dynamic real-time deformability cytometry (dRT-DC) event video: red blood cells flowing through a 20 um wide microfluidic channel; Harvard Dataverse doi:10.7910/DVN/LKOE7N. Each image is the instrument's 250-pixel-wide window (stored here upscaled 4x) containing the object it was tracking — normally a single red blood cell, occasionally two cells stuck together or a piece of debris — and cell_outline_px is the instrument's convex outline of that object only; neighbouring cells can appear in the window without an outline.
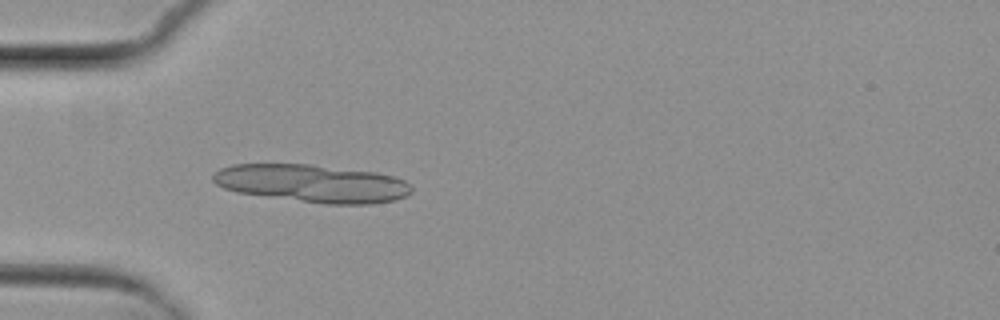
{"species": "common noctule bat (a hibernating species)", "species_latin": "Nyctalus noctula", "temperature_condition": "cold", "stored_images_in_passage": 4, "camera_frame_rate_fps": 3000, "um_per_image_px": 0.085, "animal": {"sex": "female", "body_mass_g": 29.2, "forearm_length_mm": 56.3}, "frame": {"image": 1, "passage_image": 4, "time_ms": 4.667, "image_size_px": [1000, 320], "cell_outline_px": [[412, 192], [396, 200], [372, 204], [324, 204], [236, 192], [224, 188], [216, 184], [212, 180], [212, 176], [220, 168], [232, 164], [308, 164], [376, 172], [392, 176], [404, 180], [412, 188]], "centroid_in_image_um": [26.52, 15.59], "position_along_channel_um": 58.5, "area_um2": 43.7}}